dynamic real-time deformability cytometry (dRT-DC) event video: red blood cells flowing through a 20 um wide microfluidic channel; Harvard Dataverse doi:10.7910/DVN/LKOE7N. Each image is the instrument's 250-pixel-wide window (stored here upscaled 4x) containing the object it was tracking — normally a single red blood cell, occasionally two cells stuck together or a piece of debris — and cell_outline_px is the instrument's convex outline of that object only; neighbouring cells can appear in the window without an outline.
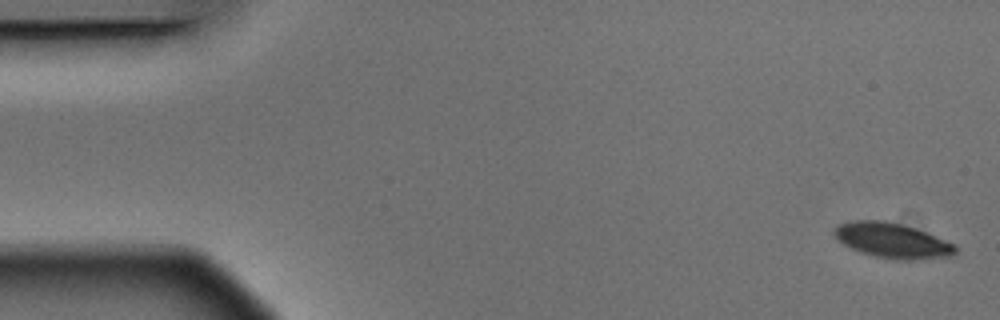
{"species": "Egyptian fruit bat (a non-hibernating species)", "species_latin": "Rousettus aegyptiacus", "temperature_condition": "warm", "stored_images_in_passage": 5, "camera_frame_rate_fps": 3000, "um_per_image_px": 0.085, "animal": {"sex": "male"}, "frame": {"image": 1, "passage_image": 1, "time_ms": 0.0, "image_size_px": [1000, 320], "cell_outline_px": [[956, 256], [912, 260], [892, 260], [860, 252], [844, 244], [832, 232], [836, 224], [852, 220], [888, 220], [904, 224], [916, 228], [956, 244]], "centroid_in_image_um": [75.87, 20.43], "position_along_channel_um": 9.1, "area_um2": 25.14}}